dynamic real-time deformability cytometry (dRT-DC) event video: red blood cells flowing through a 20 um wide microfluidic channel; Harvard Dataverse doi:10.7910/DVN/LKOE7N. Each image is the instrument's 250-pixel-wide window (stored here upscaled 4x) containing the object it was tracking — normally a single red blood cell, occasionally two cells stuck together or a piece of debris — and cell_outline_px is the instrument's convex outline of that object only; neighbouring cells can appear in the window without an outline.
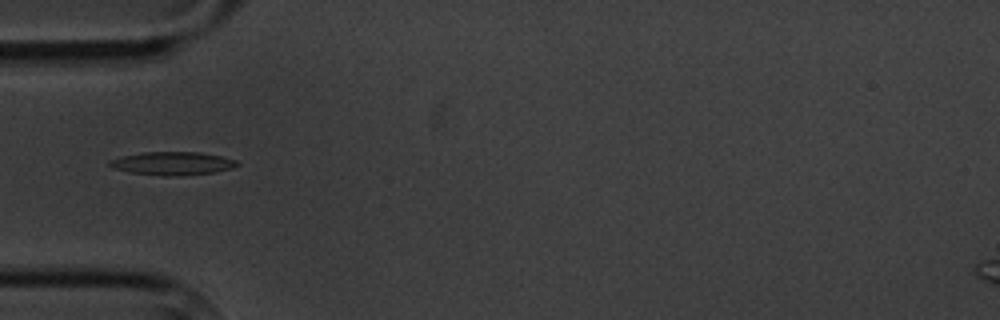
{"species": "common noctule bat (a hibernating species)", "species_latin": "Nyctalus noctula", "temperature_condition": "cold", "stored_images_in_passage": 8, "camera_frame_rate_fps": 3000, "um_per_image_px": 0.085, "animal": {"sex": "male", "body_mass_g": 20.1, "forearm_length_mm": 53.5}, "frame": {"image": 1, "passage_image": 6, "time_ms": 6.667, "image_size_px": [1000, 320], "cell_outline_px": [[240, 164], [232, 168], [216, 172], [176, 176], [160, 176], [128, 172], [112, 168], [108, 164], [108, 160], [120, 156], [140, 152], [200, 152], [220, 156], [236, 160]], "centroid_in_image_um": [14.61, 13.89], "position_along_channel_um": 70.4, "area_um2": 17.51}}
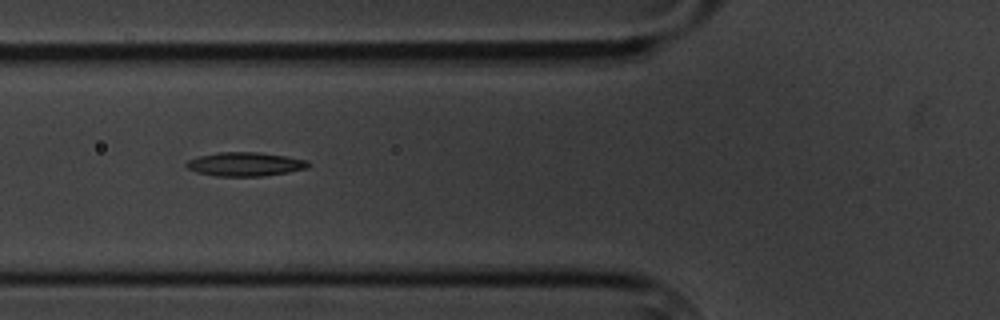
{"frame": {"image": 2, "passage_image": 7, "time_ms": 7.667, "image_size_px": [1000, 320], "cell_outline_px": [[308, 168], [288, 172], [264, 176], [216, 176], [196, 172], [188, 168], [184, 164], [188, 160], [200, 156], [216, 152], [260, 152], [308, 160]], "centroid_in_image_um": [20.82, 13.95], "position_along_channel_um": 105.0, "area_um2": 16.94}}
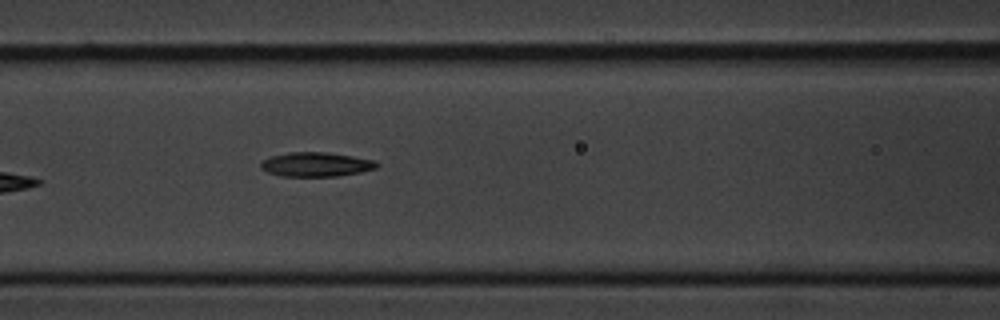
{"frame": {"image": 3, "passage_image": 8, "time_ms": 8.667, "image_size_px": [1000, 320], "cell_outline_px": [[380, 164], [376, 168], [360, 172], [336, 176], [280, 176], [268, 172], [260, 168], [260, 164], [264, 160], [272, 156], [288, 152], [328, 152], [376, 160]], "centroid_in_image_um": [26.88, 13.97], "position_along_channel_um": 139.7, "area_um2": 16.42}}